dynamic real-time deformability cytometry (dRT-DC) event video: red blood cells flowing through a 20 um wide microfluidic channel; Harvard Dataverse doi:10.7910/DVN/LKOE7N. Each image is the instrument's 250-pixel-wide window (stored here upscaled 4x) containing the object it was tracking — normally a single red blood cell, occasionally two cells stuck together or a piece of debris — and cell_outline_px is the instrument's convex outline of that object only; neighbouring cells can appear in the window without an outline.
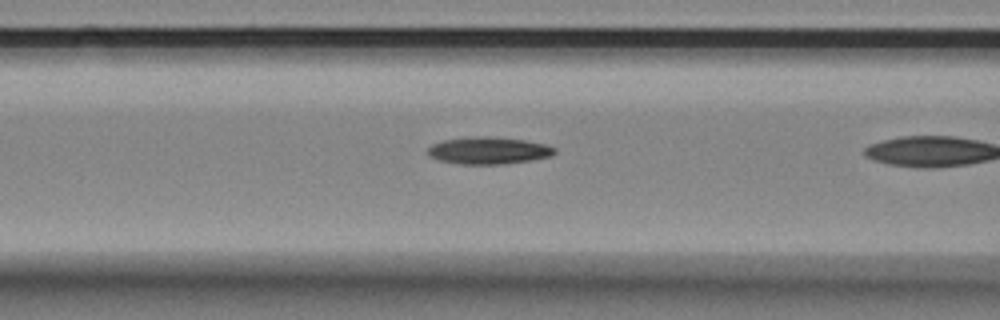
{"species": "Egyptian fruit bat (a non-hibernating species)", "species_latin": "Rousettus aegyptiacus", "temperature_condition": "room temperature", "stored_images_in_passage": 20, "segment_of_instrument_passage": [2, 2], "camera_frame_rate_fps": 3000, "um_per_image_px": 0.085, "animal": {"sex": "female"}, "frame": {"image": 1, "passage_image": 19, "time_ms": 6.0, "image_size_px": [1000, 320], "cell_outline_px": [[556, 152], [552, 156], [532, 160], [504, 164], [460, 164], [440, 160], [428, 156], [428, 148], [432, 144], [444, 140], [476, 136], [488, 136], [524, 140], [544, 144], [556, 148]], "centroid_in_image_um": [41.54, 12.8], "position_along_channel_um": 125.1, "area_um2": 20.0}}